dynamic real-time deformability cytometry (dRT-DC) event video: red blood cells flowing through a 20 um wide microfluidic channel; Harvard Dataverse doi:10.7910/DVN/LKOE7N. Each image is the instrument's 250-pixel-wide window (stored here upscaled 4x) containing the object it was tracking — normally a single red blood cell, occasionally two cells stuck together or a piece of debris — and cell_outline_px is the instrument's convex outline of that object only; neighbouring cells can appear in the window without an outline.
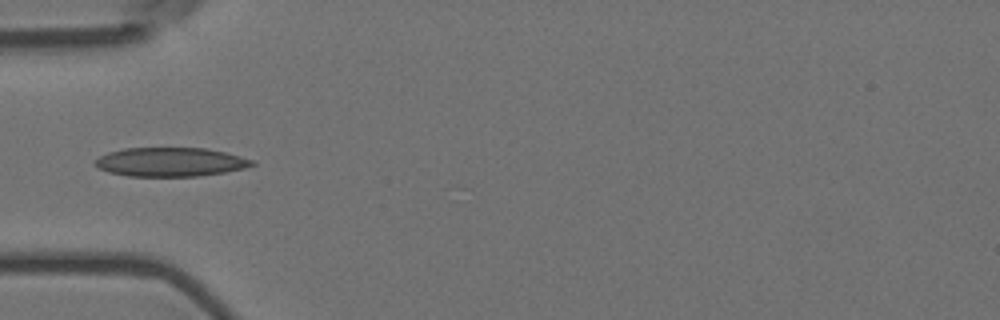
{"species": "Egyptian fruit bat (a non-hibernating species)", "species_latin": "Rousettus aegyptiacus", "temperature_condition": "room temperature", "stored_images_in_passage": 7, "camera_frame_rate_fps": 3000, "um_per_image_px": 0.085, "animal": {"sex": "female"}, "frame": {"image": 1, "passage_image": 4, "time_ms": 1.0, "image_size_px": [1000, 320], "cell_outline_px": [[256, 164], [244, 168], [224, 172], [196, 176], [128, 176], [108, 172], [96, 168], [92, 164], [100, 156], [108, 152], [124, 148], [204, 148], [224, 152], [256, 160]], "centroid_in_image_um": [14.46, 13.77], "position_along_channel_um": 70.5, "area_um2": 26.53}}
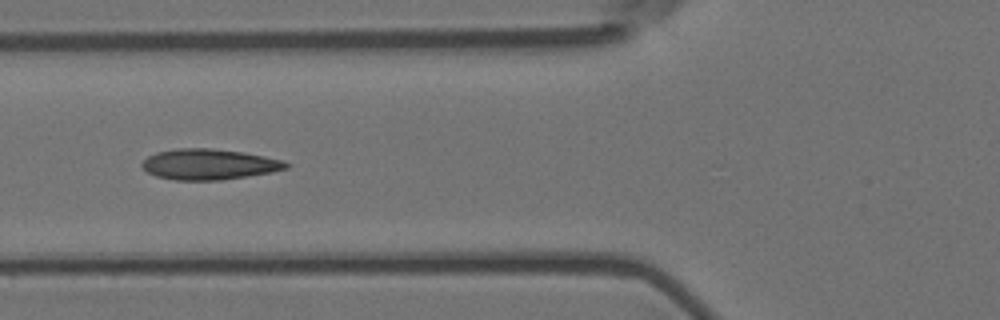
{"frame": {"image": 2, "passage_image": 5, "time_ms": 1.333, "image_size_px": [1000, 320], "cell_outline_px": [[292, 164], [288, 168], [272, 172], [248, 176], [220, 180], [176, 180], [156, 176], [148, 172], [140, 164], [148, 156], [156, 152], [176, 148], [212, 148], [244, 152], [284, 160]], "centroid_in_image_um": [17.8, 13.96], "position_along_channel_um": 108.0, "area_um2": 25.89}}
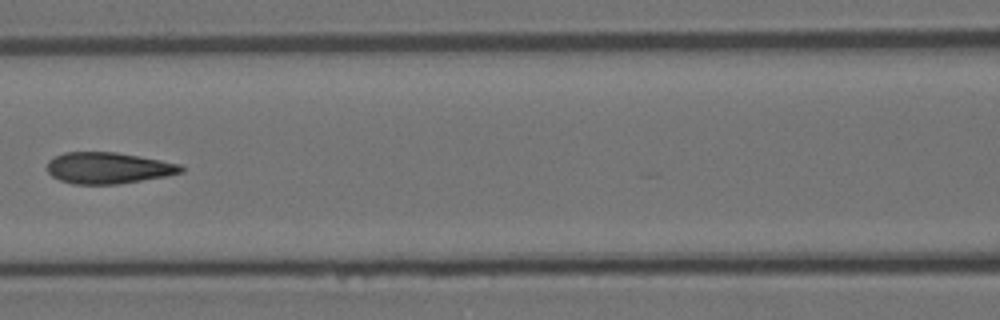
{"frame": {"image": 3, "passage_image": 6, "time_ms": 1.667, "image_size_px": [1000, 320], "cell_outline_px": [[184, 172], [168, 176], [116, 184], [72, 184], [60, 180], [52, 176], [48, 172], [48, 160], [64, 152], [116, 152], [160, 160], [180, 164], [184, 168]], "centroid_in_image_um": [9.21, 14.28], "position_along_channel_um": 157.4, "area_um2": 24.39}}